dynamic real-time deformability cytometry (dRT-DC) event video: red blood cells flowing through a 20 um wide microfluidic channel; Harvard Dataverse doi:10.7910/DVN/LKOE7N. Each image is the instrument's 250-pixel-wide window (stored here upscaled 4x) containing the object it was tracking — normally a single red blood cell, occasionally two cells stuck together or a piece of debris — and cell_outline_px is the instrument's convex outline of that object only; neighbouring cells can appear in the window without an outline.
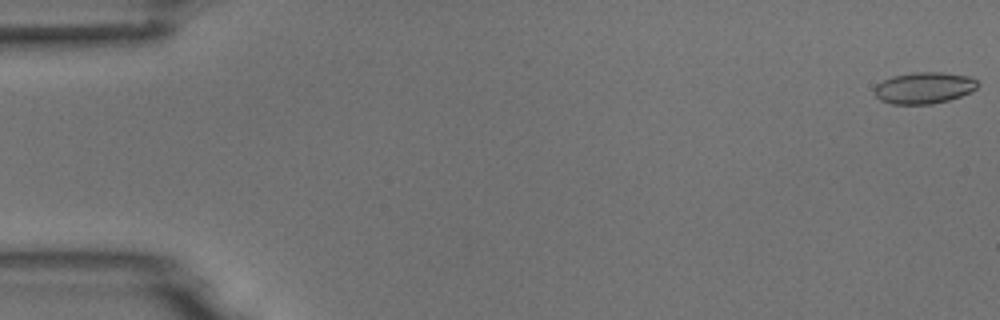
{"species": "common noctule bat (a hibernating species)", "species_latin": "Nyctalus noctula", "temperature_condition": "room temperature", "stored_images_in_passage": 6, "camera_frame_rate_fps": 3000, "um_per_image_px": 0.085, "animal": {"sex": "male", "body_mass_g": 18.8}, "frame": {"image": 1, "passage_image": 1, "time_ms": 0.0, "image_size_px": [1000, 320], "cell_outline_px": [[980, 84], [972, 92], [948, 100], [932, 104], [892, 104], [880, 100], [876, 96], [876, 84], [892, 76], [916, 72], [940, 72], [968, 76], [976, 80]], "centroid_in_image_um": [78.57, 7.47], "position_along_channel_um": 6.4, "area_um2": 18.84}}
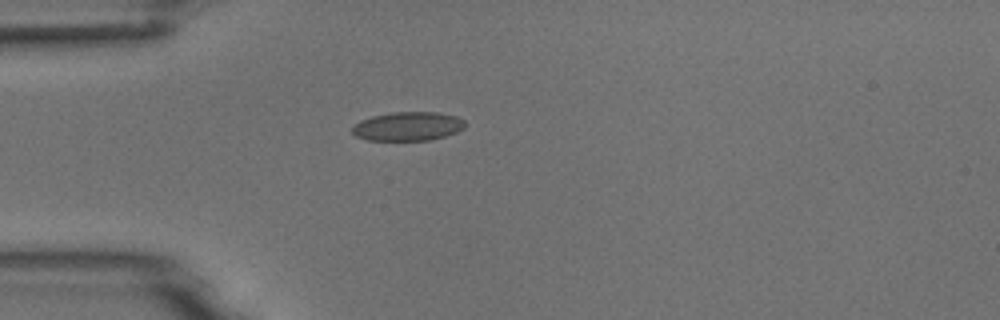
{"frame": {"image": 2, "passage_image": 5, "time_ms": 4.667, "image_size_px": [1000, 320], "cell_outline_px": [[464, 128], [456, 132], [444, 136], [428, 140], [368, 140], [356, 136], [352, 132], [352, 128], [360, 120], [372, 116], [392, 112], [436, 112], [456, 116], [464, 120]], "centroid_in_image_um": [34.66, 10.73], "position_along_channel_um": 50.3, "area_um2": 18.84}}